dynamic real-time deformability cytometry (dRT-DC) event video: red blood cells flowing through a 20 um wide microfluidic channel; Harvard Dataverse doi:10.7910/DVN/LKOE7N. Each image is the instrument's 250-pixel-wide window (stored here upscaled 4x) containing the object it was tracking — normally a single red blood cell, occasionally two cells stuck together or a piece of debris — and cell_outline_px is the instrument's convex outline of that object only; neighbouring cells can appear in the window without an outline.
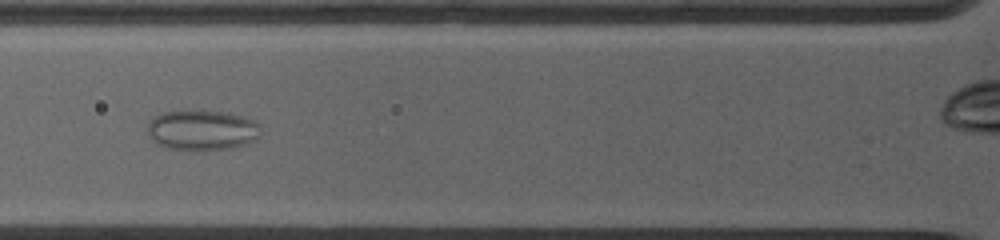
{"species": "common noctule bat (a hibernating species)", "species_latin": "Nyctalus noctula", "temperature_condition": "warm", "stored_images_in_passage": 18, "segment_of_instrument_passage": [1, 2], "camera_frame_rate_fps": 5000, "um_per_image_px": 0.085, "animal": {"sex": "female", "body_mass_g": 19.0, "forearm_length_mm": 53.3}, "frame": {"image": 1, "passage_image": 5, "time_ms": 3.8, "image_size_px": [1000, 240], "cell_outline_px": [[260, 124], [256, 136], [252, 140], [244, 144], [228, 148], [168, 148], [156, 144], [152, 140], [148, 132], [148, 120], [152, 116], [164, 112], [224, 112], [244, 116]], "centroid_in_image_um": [17.11, 11.04], "position_along_channel_um": 108.7, "area_um2": 25.49}}
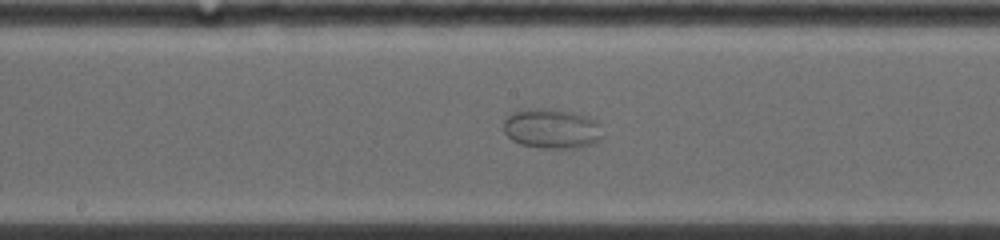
{"frame": {"image": 2, "passage_image": 10, "time_ms": 6.2, "image_size_px": [1000, 240], "cell_outline_px": [[600, 140], [592, 144], [576, 148], [544, 148], [520, 144], [512, 140], [504, 132], [504, 120], [508, 116], [524, 108], [540, 108], [572, 112], [588, 116], [596, 120], [600, 136]], "centroid_in_image_um": [46.86, 10.94], "position_along_channel_um": 201.3, "area_um2": 22.72}}
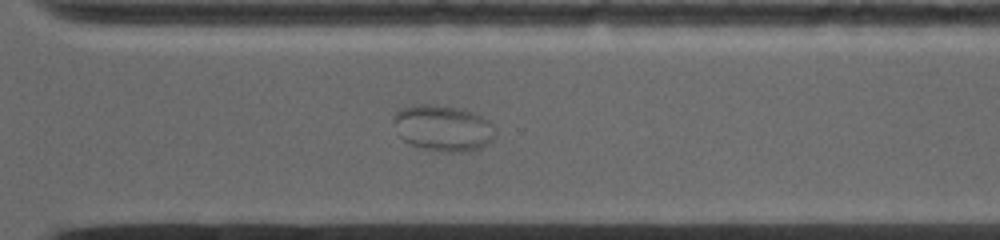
{"frame": {"image": 3, "passage_image": 17, "time_ms": 9.6, "image_size_px": [1000, 240], "cell_outline_px": [[496, 132], [492, 140], [488, 144], [480, 148], [468, 152], [432, 152], [408, 144], [400, 136], [392, 120], [392, 116], [396, 112], [404, 108], [416, 104], [436, 104], [460, 108], [472, 112], [488, 120], [496, 128]], "centroid_in_image_um": [37.66, 10.91], "position_along_channel_um": 332.9, "area_um2": 27.8}}